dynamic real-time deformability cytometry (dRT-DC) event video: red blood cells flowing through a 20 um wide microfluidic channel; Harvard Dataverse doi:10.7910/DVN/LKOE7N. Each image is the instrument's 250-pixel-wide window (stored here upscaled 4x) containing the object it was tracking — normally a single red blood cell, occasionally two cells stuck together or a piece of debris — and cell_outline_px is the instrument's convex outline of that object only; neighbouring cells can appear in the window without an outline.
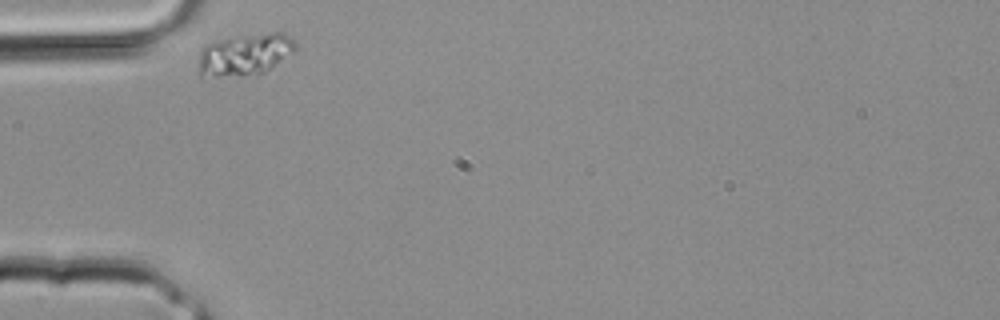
{"species": "common noctule bat (a hibernating species)", "species_latin": "Nyctalus noctula", "temperature_condition": "room temperature", "stored_images_in_passage": 20, "camera_frame_rate_fps": 3000, "um_per_image_px": 0.085, "animal": {"sex": "male", "body_mass_g": 20.4}, "frame": {"image": 1, "passage_image": 1, "time_ms": 0.0, "image_size_px": [1000, 320], "cell_outline_px": [[296, 48], [292, 52], [264, 72], [256, 76], [200, 76], [200, 48], [204, 44], [216, 40], [240, 36], [276, 32], [284, 32], [296, 44]], "centroid_in_image_um": [20.79, 4.63], "position_along_channel_um": 64.2, "area_um2": 23.47}}
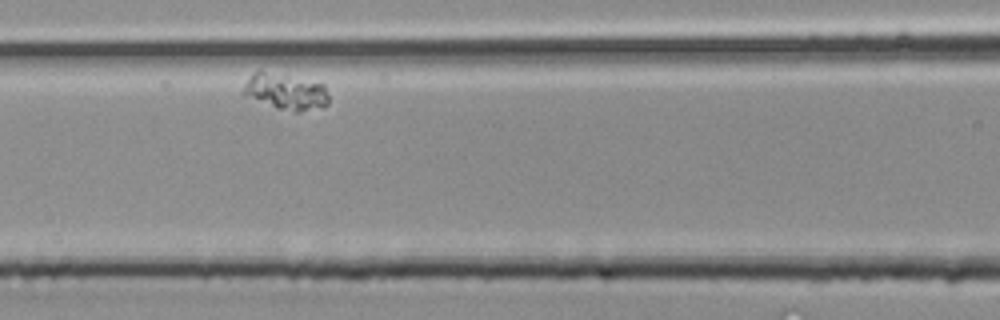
{"frame": {"image": 2, "passage_image": 6, "time_ms": 1.667, "image_size_px": [1000, 320], "cell_outline_px": [[328, 104], [300, 112], [292, 112], [276, 108], [244, 96], [240, 92], [244, 84], [252, 72], [256, 68], [260, 68], [324, 84], [328, 96]], "centroid_in_image_um": [24.18, 7.75], "position_along_channel_um": 142.4, "area_um2": 18.55}}
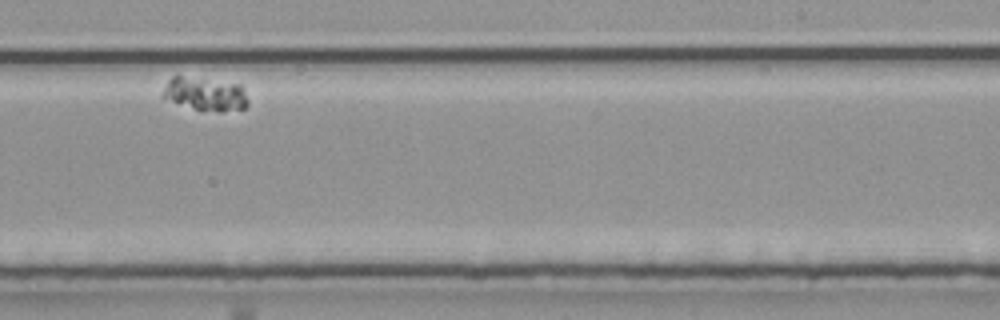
{"frame": {"image": 3, "passage_image": 14, "time_ms": 4.333, "image_size_px": [1000, 320], "cell_outline_px": [[248, 104], [244, 108], [220, 112], [200, 112], [160, 96], [168, 80], [172, 76], [180, 76], [240, 84], [244, 88], [248, 100]], "centroid_in_image_um": [17.45, 8.02], "position_along_channel_um": 271.5, "area_um2": 16.76}}